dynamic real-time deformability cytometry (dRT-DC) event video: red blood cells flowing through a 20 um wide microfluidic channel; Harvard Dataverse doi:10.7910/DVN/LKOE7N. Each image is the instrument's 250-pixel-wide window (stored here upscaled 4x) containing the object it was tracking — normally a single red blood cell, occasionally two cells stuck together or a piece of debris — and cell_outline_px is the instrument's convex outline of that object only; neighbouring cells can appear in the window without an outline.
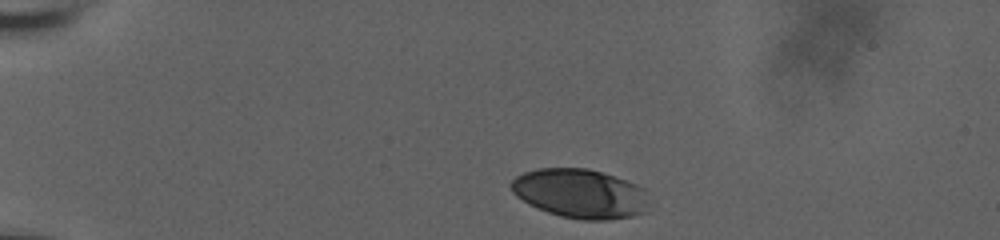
{"species": "human", "species_latin": "Homo sapiens", "temperature_condition": "room temperature", "stored_images_in_passage": 5, "camera_frame_rate_fps": 3000, "um_per_image_px": 0.085, "donor": {"sex": "male"}, "frame": {"image": 1, "passage_image": 1, "time_ms": 0.0, "image_size_px": [1000, 240], "cell_outline_px": [[644, 212], [632, 216], [608, 220], [580, 220], [560, 216], [536, 208], [528, 204], [516, 196], [512, 192], [508, 184], [516, 176], [524, 172], [536, 168], [588, 168], [616, 176], [636, 184], [644, 188]], "centroid_in_image_um": [49.23, 16.44], "position_along_channel_um": 35.8, "area_um2": 39.54}}
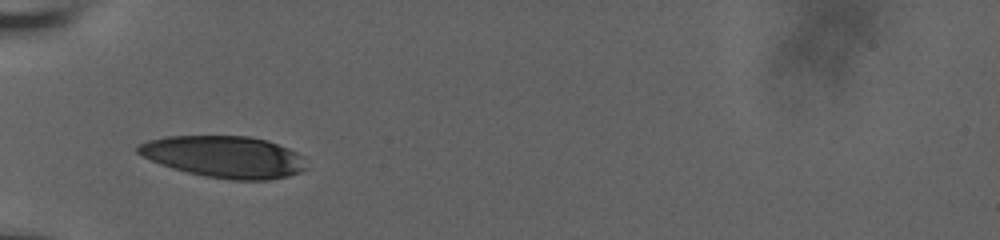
{"frame": {"image": 2, "passage_image": 4, "time_ms": 1.0, "image_size_px": [1000, 240], "cell_outline_px": [[308, 168], [300, 172], [288, 176], [268, 180], [232, 180], [204, 176], [172, 168], [160, 164], [136, 152], [136, 144], [148, 140], [168, 136], [248, 136], [268, 140], [288, 148], [296, 152], [300, 156]], "centroid_in_image_um": [19.05, 13.32], "position_along_channel_um": 65.9, "area_um2": 40.92}}